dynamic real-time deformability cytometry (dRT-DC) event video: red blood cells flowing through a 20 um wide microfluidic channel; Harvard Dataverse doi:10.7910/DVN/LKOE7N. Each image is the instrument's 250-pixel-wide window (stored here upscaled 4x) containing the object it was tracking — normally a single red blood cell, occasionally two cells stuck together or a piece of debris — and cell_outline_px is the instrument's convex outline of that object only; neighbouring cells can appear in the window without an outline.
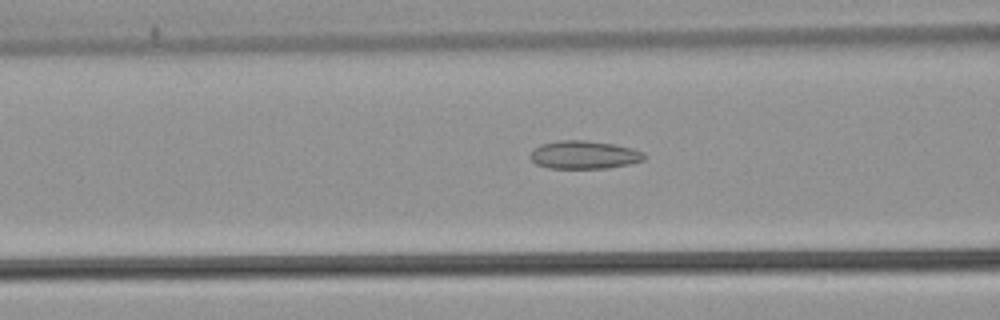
{"species": "common noctule bat (a hibernating species)", "species_latin": "Nyctalus noctula", "temperature_condition": "warm", "stored_images_in_passage": 53, "camera_frame_rate_fps": 3000, "um_per_image_px": 0.085, "animal": {"sex": "male", "body_mass_g": 21.5, "forearm_length_mm": 52.0}, "frame": {"image": 1, "passage_image": 22, "time_ms": 7.0, "image_size_px": [1000, 320], "cell_outline_px": [[648, 156], [644, 160], [628, 164], [608, 168], [548, 168], [536, 164], [528, 156], [532, 148], [540, 144], [560, 140], [584, 140], [612, 144], [632, 148], [644, 152]], "centroid_in_image_um": [49.62, 13.16], "position_along_channel_um": 117.0, "area_um2": 18.84}}
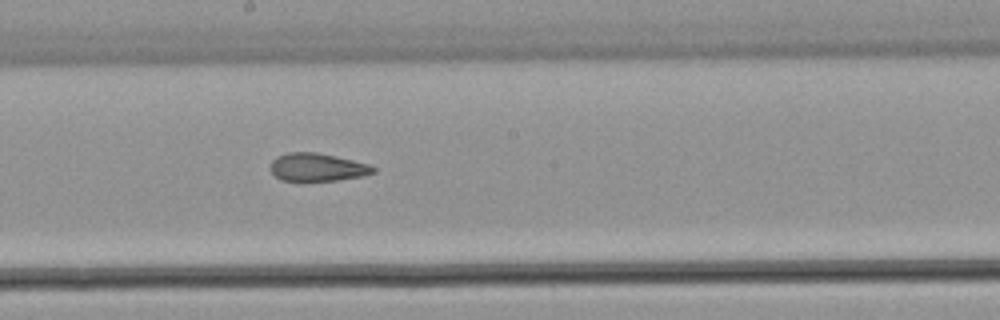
{"frame": {"image": 2, "passage_image": 30, "time_ms": 9.667, "image_size_px": [1000, 320], "cell_outline_px": [[376, 172], [364, 176], [336, 180], [280, 180], [268, 168], [272, 160], [276, 156], [288, 152], [316, 152], [336, 156], [368, 164], [376, 168]], "centroid_in_image_um": [26.95, 14.2], "position_along_channel_um": 221.2, "area_um2": 16.76}}
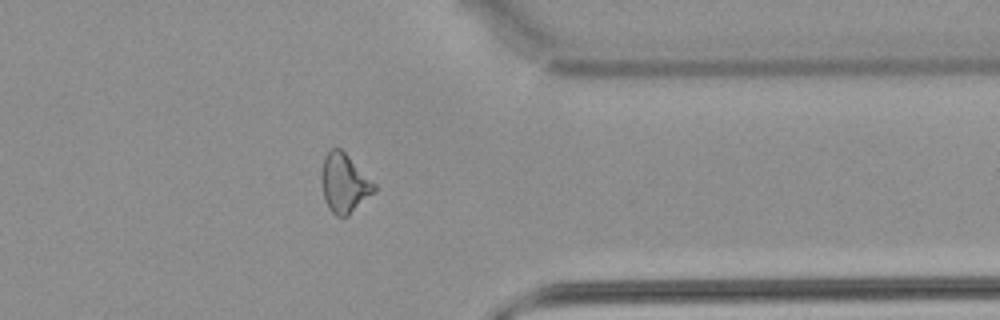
{"frame": {"image": 3, "passage_image": 43, "time_ms": 14.0, "image_size_px": [1000, 320], "cell_outline_px": [[376, 192], [348, 216], [336, 216], [328, 208], [324, 196], [320, 180], [320, 176], [324, 156], [332, 148], [340, 148], [376, 184]], "centroid_in_image_um": [29.27, 15.59], "position_along_channel_um": 382.1, "area_um2": 18.21}, "authors_computed_cell_mechanics": {"area_um2": 18.8428, "velocity_mm_per_s": 3.911, "shape_relaxation_time_tau1_ms": null, "shape_relaxation_time_tau2_ms": 3.1121, "deformation_change_tau1": null, "deformation_change_tau2": 0.1128}}